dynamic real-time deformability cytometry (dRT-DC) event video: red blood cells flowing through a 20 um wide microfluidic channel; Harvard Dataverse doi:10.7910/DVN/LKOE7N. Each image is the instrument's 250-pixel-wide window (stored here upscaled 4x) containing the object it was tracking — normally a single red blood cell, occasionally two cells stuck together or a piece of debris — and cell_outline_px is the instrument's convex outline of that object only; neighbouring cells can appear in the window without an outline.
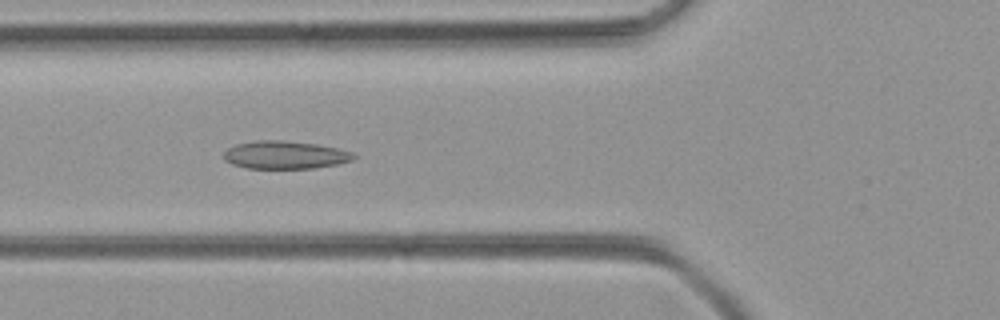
{"species": "common noctule bat (a hibernating species)", "species_latin": "Nyctalus noctula", "temperature_condition": "room temperature", "stored_images_in_passage": 40, "camera_frame_rate_fps": 3000, "um_per_image_px": 0.085, "animal": {"sex": "female", "body_mass_g": 21.9}, "frame": {"image": 1, "passage_image": 7, "time_ms": 2.0, "image_size_px": [1000, 320], "cell_outline_px": [[356, 156], [352, 160], [336, 164], [316, 168], [244, 168], [232, 164], [224, 160], [224, 152], [228, 148], [236, 144], [256, 140], [284, 140], [316, 144], [336, 148], [352, 152]], "centroid_in_image_um": [24.2, 13.17], "position_along_channel_um": 101.6, "area_um2": 21.1}}
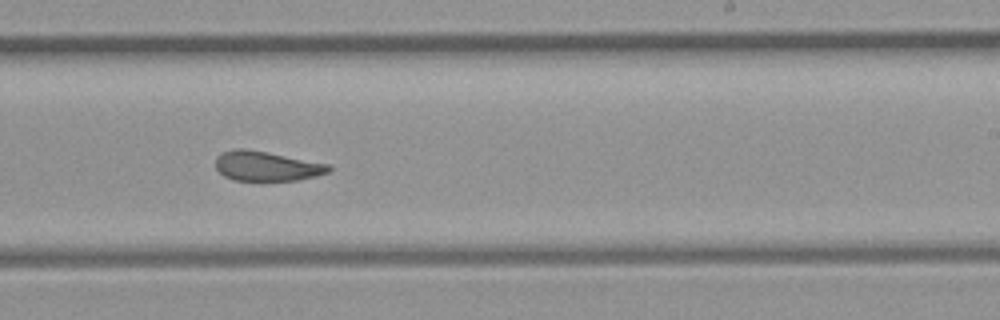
{"frame": {"image": 2, "passage_image": 19, "time_ms": 6.0, "image_size_px": [1000, 320], "cell_outline_px": [[332, 168], [328, 172], [316, 176], [296, 180], [232, 180], [224, 176], [216, 168], [216, 156], [220, 152], [232, 148], [244, 148], [268, 152], [328, 164]], "centroid_in_image_um": [22.61, 14.1], "position_along_channel_um": 266.4, "area_um2": 19.59}}
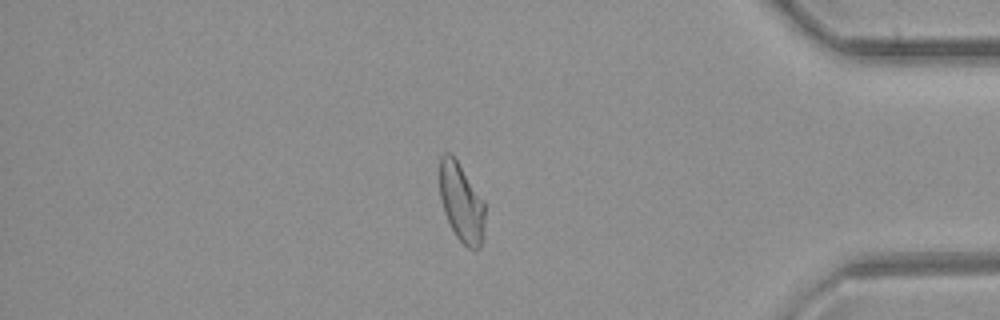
{"frame": {"image": 3, "passage_image": 31, "time_ms": 10.0, "image_size_px": [1000, 320], "cell_outline_px": [[484, 216], [480, 248], [468, 248], [456, 236], [444, 212], [440, 196], [440, 156], [444, 152], [448, 152], [456, 160], [484, 200]], "centroid_in_image_um": [39.2, 17.2], "position_along_channel_um": 396.0, "area_um2": 20.23}}